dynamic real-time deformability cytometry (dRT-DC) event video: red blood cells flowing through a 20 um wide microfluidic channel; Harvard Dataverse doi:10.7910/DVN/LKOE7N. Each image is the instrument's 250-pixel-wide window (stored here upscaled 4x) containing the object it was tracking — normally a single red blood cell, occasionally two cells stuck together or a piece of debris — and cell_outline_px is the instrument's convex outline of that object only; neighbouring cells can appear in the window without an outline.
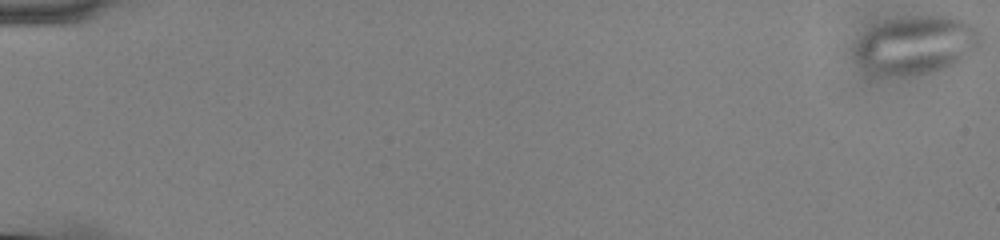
{"species": "common noctule bat (a hibernating species)", "species_latin": "Nyctalus noctula", "temperature_condition": "cold", "stored_images_in_passage": 57, "camera_frame_rate_fps": 3000, "um_per_image_px": 0.085, "animal": {"sex": "male", "body_mass_g": 13.0, "forearm_length_mm": 53.1}, "frame": {"image": 1, "passage_image": 1, "time_ms": 0.0, "image_size_px": [1000, 240], "cell_outline_px": [[980, 48], [940, 68], [924, 72], [880, 72], [856, 60], [856, 44], [872, 28], [888, 20], [916, 16], [944, 16], [964, 20], [980, 28]], "centroid_in_image_um": [77.97, 3.72], "position_along_channel_um": 7.0, "area_um2": 40.0}}
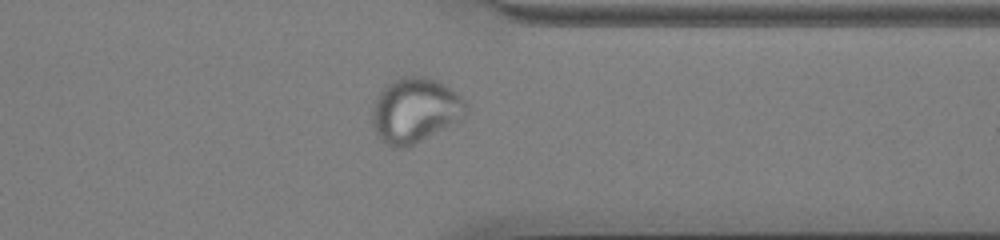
{"frame": {"image": 2, "passage_image": 46, "time_ms": 15.0, "image_size_px": [1000, 240], "cell_outline_px": [[468, 108], [464, 116], [456, 124], [404, 148], [392, 148], [380, 140], [372, 124], [372, 108], [380, 92], [392, 80], [400, 76], [424, 76], [436, 80], [456, 92], [468, 104]], "centroid_in_image_um": [35.29, 9.38], "position_along_channel_um": 376.1, "area_um2": 35.6}}
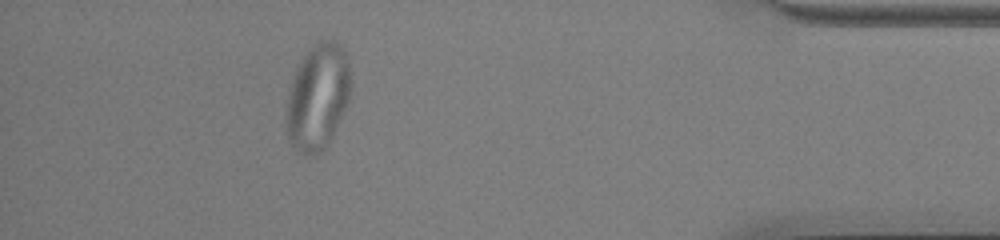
{"frame": {"image": 3, "passage_image": 52, "time_ms": 17.0, "image_size_px": [1000, 240], "cell_outline_px": [[348, 100], [332, 136], [328, 144], [320, 152], [312, 156], [308, 156], [292, 144], [288, 140], [284, 120], [288, 92], [296, 68], [304, 56], [320, 40], [336, 40], [344, 48], [348, 60]], "centroid_in_image_um": [26.96, 8.25], "position_along_channel_um": 408.2, "area_um2": 39.3}}